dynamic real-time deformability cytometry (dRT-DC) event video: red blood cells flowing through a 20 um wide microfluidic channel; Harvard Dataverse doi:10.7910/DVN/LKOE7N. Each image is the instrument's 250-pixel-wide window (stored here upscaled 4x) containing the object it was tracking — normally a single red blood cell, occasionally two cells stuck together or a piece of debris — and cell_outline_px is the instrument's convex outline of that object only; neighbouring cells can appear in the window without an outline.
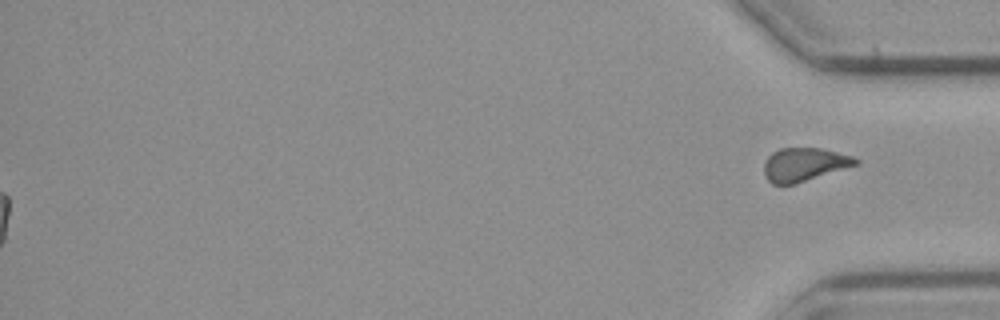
{"species": "common noctule bat (a hibernating species)", "species_latin": "Nyctalus noctula", "temperature_condition": "cold", "stored_images_in_passage": 44, "segment_of_instrument_passage": [2, 2], "camera_frame_rate_fps": 3000, "um_per_image_px": 0.085, "animal": {"sex": "male", "body_mass_g": 23.1, "forearm_length_mm": 52.7}, "frame": {"image": 1, "passage_image": 44, "time_ms": 14.333, "image_size_px": [1000, 320], "cell_outline_px": [[860, 164], [796, 184], [772, 184], [764, 176], [764, 164], [768, 156], [772, 152], [780, 148], [820, 148], [852, 156], [860, 160]], "centroid_in_image_um": [68.37, 13.99], "position_along_channel_um": 366.8, "area_um2": 17.98}}